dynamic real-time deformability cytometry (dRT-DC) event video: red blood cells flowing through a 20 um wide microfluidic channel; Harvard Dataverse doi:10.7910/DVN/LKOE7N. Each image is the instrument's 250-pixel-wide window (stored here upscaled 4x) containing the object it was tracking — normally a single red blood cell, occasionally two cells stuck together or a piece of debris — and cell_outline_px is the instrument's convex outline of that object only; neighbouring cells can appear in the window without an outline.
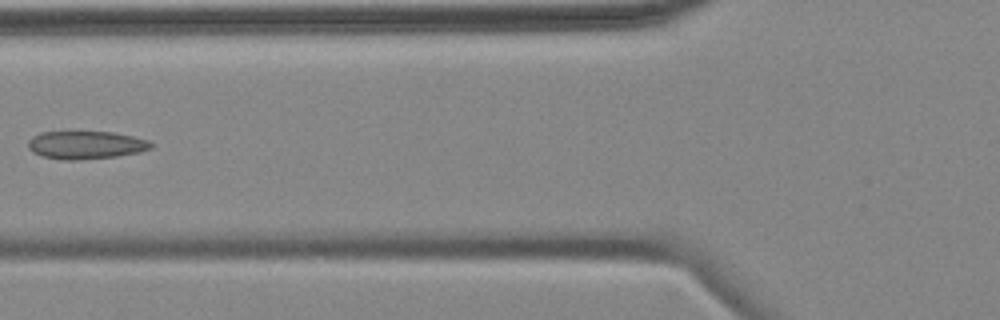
{"species": "common noctule bat (a hibernating species)", "species_latin": "Nyctalus noctula", "temperature_condition": "cold", "stored_images_in_passage": 5, "camera_frame_rate_fps": 3000, "um_per_image_px": 0.085, "animal": {"sex": "female", "body_mass_g": 18.4}, "frame": {"image": 1, "passage_image": 5, "time_ms": 4.667, "image_size_px": [1000, 320], "cell_outline_px": [[152, 148], [140, 152], [116, 156], [80, 160], [64, 160], [44, 156], [32, 152], [28, 148], [28, 140], [32, 136], [40, 132], [112, 132], [132, 136], [148, 140], [152, 144]], "centroid_in_image_um": [7.28, 12.32], "position_along_channel_um": 118.5, "area_um2": 20.0}}